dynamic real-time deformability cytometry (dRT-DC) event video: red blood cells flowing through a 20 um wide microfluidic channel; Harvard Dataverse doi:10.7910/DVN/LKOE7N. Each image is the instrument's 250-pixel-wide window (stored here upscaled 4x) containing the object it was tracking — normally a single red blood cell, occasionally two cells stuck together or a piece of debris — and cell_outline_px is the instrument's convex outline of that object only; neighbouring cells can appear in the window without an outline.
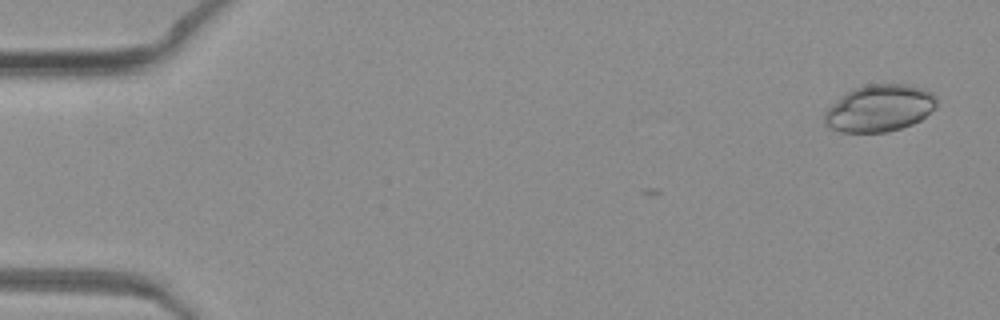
{"species": "common noctule bat (a hibernating species)", "species_latin": "Nyctalus noctula", "temperature_condition": "warm", "stored_images_in_passage": 2, "camera_frame_rate_fps": 3000, "um_per_image_px": 0.085, "animal": {"sex": "female", "body_mass_g": 19.3, "forearm_length_mm": 54.1}, "frame": {"image": 1, "passage_image": 2, "time_ms": 0.333, "image_size_px": [1000, 320], "cell_outline_px": [[936, 108], [920, 120], [912, 124], [888, 132], [840, 132], [824, 124], [824, 112], [840, 96], [852, 88], [868, 84], [908, 84], [932, 92], [936, 96]], "centroid_in_image_um": [74.75, 9.19], "position_along_channel_um": 10.3, "area_um2": 30.81}}